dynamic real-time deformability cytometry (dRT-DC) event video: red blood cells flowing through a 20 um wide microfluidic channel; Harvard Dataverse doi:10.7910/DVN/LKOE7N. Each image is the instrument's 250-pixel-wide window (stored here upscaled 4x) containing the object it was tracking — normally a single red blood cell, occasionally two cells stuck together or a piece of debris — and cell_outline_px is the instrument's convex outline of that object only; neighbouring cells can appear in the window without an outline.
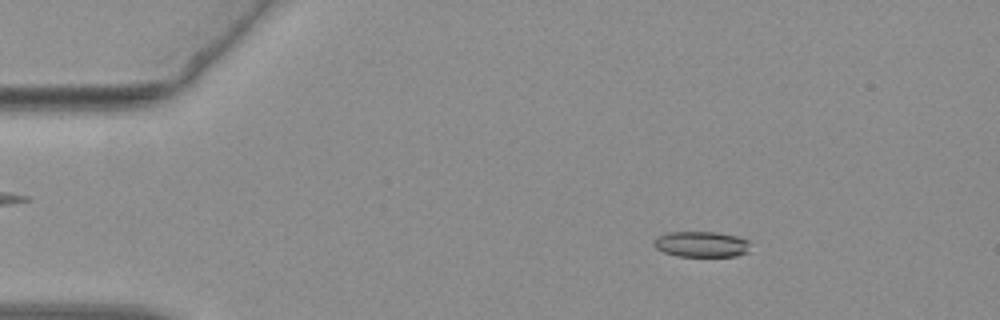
{"species": "common noctule bat (a hibernating species)", "species_latin": "Nyctalus noctula", "temperature_condition": "warm", "stored_images_in_passage": 47, "camera_frame_rate_fps": 3000, "um_per_image_px": 0.085, "animal": {"sex": "female", "body_mass_g": 19.3, "forearm_length_mm": 54.1}, "frame": {"image": 1, "passage_image": 8, "time_ms": 2.333, "image_size_px": [1000, 320], "cell_outline_px": [[748, 252], [736, 256], [676, 256], [664, 252], [656, 248], [652, 244], [652, 240], [668, 232], [716, 232], [736, 236], [748, 240]], "centroid_in_image_um": [59.58, 20.76], "position_along_channel_um": 25.4, "area_um2": 14.39}}
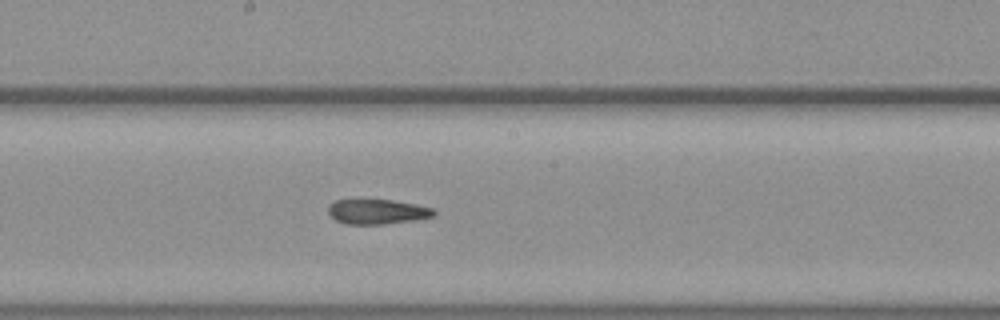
{"frame": {"image": 2, "passage_image": 29, "time_ms": 9.333, "image_size_px": [1000, 320], "cell_outline_px": [[436, 216], [416, 220], [384, 224], [344, 224], [328, 216], [328, 204], [336, 200], [360, 196], [392, 200], [436, 208]], "centroid_in_image_um": [32.02, 17.94], "position_along_channel_um": 216.2, "area_um2": 16.36}}
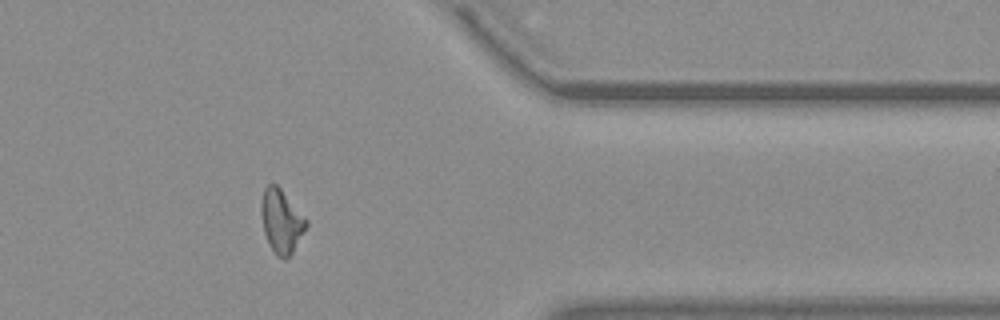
{"frame": {"image": 3, "passage_image": 44, "time_ms": 14.333, "image_size_px": [1000, 320], "cell_outline_px": [[308, 224], [292, 252], [284, 260], [276, 256], [268, 244], [264, 232], [260, 212], [260, 204], [264, 188], [268, 184], [276, 184], [280, 188], [308, 220]], "centroid_in_image_um": [23.89, 18.8], "position_along_channel_um": 387.5, "area_um2": 16.65}, "authors_computed_cell_mechanics": {"area_um2": 16.2996, "velocity_mm_per_s": 3.7775, "shape_relaxation_time_tau1_ms": null, "shape_relaxation_time_tau2_ms": 2.6877, "deformation_change_tau1": null, "deformation_change_tau2": 0.1075}}